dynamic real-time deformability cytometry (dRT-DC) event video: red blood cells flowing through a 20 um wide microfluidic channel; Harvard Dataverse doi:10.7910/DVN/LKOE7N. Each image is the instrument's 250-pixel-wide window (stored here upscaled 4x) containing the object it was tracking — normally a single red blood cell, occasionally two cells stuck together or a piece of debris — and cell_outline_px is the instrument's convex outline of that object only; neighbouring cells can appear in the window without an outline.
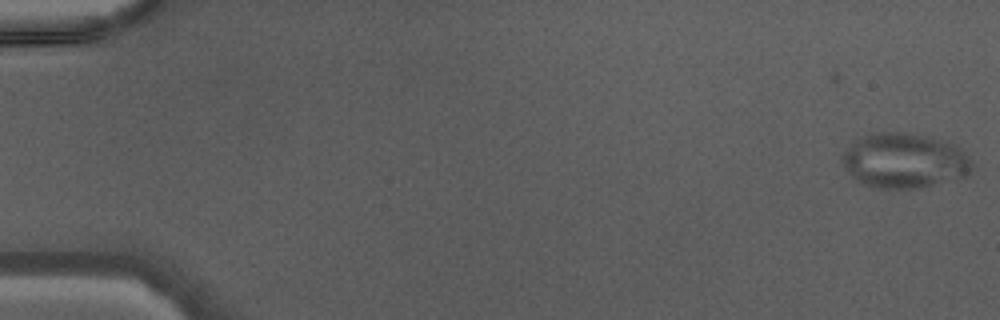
{"species": "Egyptian fruit bat (a non-hibernating species)", "species_latin": "Rousettus aegyptiacus", "temperature_condition": "warm", "stored_images_in_passage": 46, "camera_frame_rate_fps": 3000, "um_per_image_px": 0.085, "animal": {"sex": "male"}, "frame": {"image": 1, "passage_image": 1, "time_ms": 0.0, "image_size_px": [1000, 320], "cell_outline_px": [[972, 168], [968, 172], [960, 176], [920, 188], [880, 188], [864, 184], [856, 180], [848, 172], [840, 160], [840, 156], [856, 140], [864, 136], [880, 132], [900, 132], [932, 136], [952, 144], [960, 148], [972, 160]], "centroid_in_image_um": [76.84, 13.64], "position_along_channel_um": 8.2, "area_um2": 41.04}}
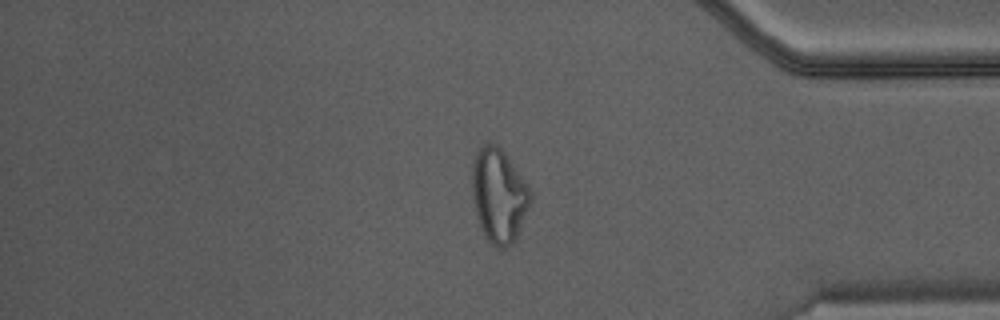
{"frame": {"image": 2, "passage_image": 39, "time_ms": 12.667, "image_size_px": [1000, 320], "cell_outline_px": [[532, 200], [516, 240], [512, 244], [504, 248], [496, 248], [488, 240], [480, 224], [476, 212], [472, 196], [472, 164], [476, 152], [480, 144], [496, 144], [504, 152], [532, 192]], "centroid_in_image_um": [42.41, 16.62], "position_along_channel_um": 392.8, "area_um2": 31.85}}
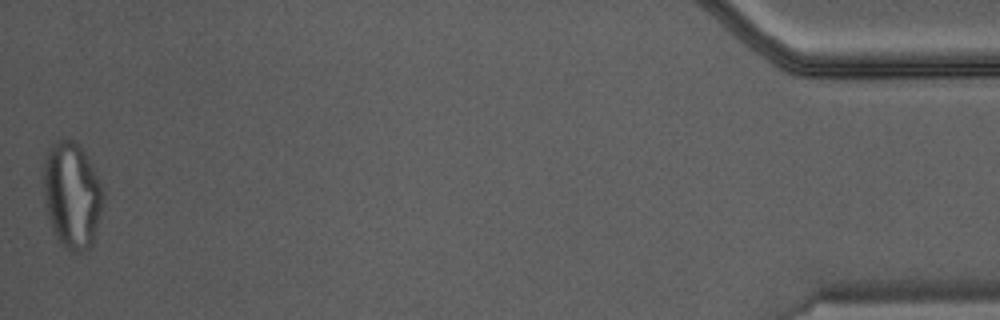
{"frame": {"image": 3, "passage_image": 46, "time_ms": 15.0, "image_size_px": [1000, 320], "cell_outline_px": [[104, 200], [92, 244], [88, 248], [80, 252], [72, 252], [64, 248], [60, 244], [52, 232], [48, 216], [44, 192], [44, 164], [48, 152], [52, 144], [56, 140], [64, 136], [72, 140], [80, 148], [100, 180], [104, 192]], "centroid_in_image_um": [6.11, 16.62], "position_along_channel_um": 429.1, "area_um2": 36.76}}